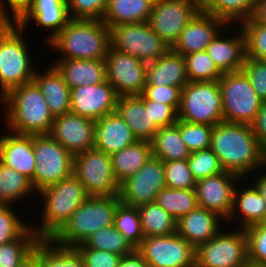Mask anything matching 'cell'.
Listing matches in <instances>:
<instances>
[{"instance_id":"obj_1","label":"cell","mask_w":266,"mask_h":267,"mask_svg":"<svg viewBox=\"0 0 266 267\" xmlns=\"http://www.w3.org/2000/svg\"><path fill=\"white\" fill-rule=\"evenodd\" d=\"M210 149L225 171L235 173L241 178L263 165V146L249 124L223 121L215 125Z\"/></svg>"},{"instance_id":"obj_2","label":"cell","mask_w":266,"mask_h":267,"mask_svg":"<svg viewBox=\"0 0 266 267\" xmlns=\"http://www.w3.org/2000/svg\"><path fill=\"white\" fill-rule=\"evenodd\" d=\"M0 0V101L13 88L33 81L35 69L22 38L23 28L10 21ZM13 22V23H12ZM21 34V35H20Z\"/></svg>"},{"instance_id":"obj_3","label":"cell","mask_w":266,"mask_h":267,"mask_svg":"<svg viewBox=\"0 0 266 267\" xmlns=\"http://www.w3.org/2000/svg\"><path fill=\"white\" fill-rule=\"evenodd\" d=\"M7 128L26 135L49 134L54 120L40 88L32 81L11 89L5 96Z\"/></svg>"},{"instance_id":"obj_4","label":"cell","mask_w":266,"mask_h":267,"mask_svg":"<svg viewBox=\"0 0 266 267\" xmlns=\"http://www.w3.org/2000/svg\"><path fill=\"white\" fill-rule=\"evenodd\" d=\"M48 43L63 54L61 59L105 60L110 28L102 20L71 19Z\"/></svg>"},{"instance_id":"obj_5","label":"cell","mask_w":266,"mask_h":267,"mask_svg":"<svg viewBox=\"0 0 266 267\" xmlns=\"http://www.w3.org/2000/svg\"><path fill=\"white\" fill-rule=\"evenodd\" d=\"M120 202L119 196H89L51 240L64 247L82 244L99 229L114 225Z\"/></svg>"},{"instance_id":"obj_6","label":"cell","mask_w":266,"mask_h":267,"mask_svg":"<svg viewBox=\"0 0 266 267\" xmlns=\"http://www.w3.org/2000/svg\"><path fill=\"white\" fill-rule=\"evenodd\" d=\"M39 194L44 198L45 211L42 224L33 230L40 239H51L89 197L74 174L41 189Z\"/></svg>"},{"instance_id":"obj_7","label":"cell","mask_w":266,"mask_h":267,"mask_svg":"<svg viewBox=\"0 0 266 267\" xmlns=\"http://www.w3.org/2000/svg\"><path fill=\"white\" fill-rule=\"evenodd\" d=\"M178 119L211 126L223 122L219 81H189L181 91Z\"/></svg>"},{"instance_id":"obj_8","label":"cell","mask_w":266,"mask_h":267,"mask_svg":"<svg viewBox=\"0 0 266 267\" xmlns=\"http://www.w3.org/2000/svg\"><path fill=\"white\" fill-rule=\"evenodd\" d=\"M219 85L222 97L223 121L250 125L263 101L256 94L246 74L242 70L223 73Z\"/></svg>"},{"instance_id":"obj_9","label":"cell","mask_w":266,"mask_h":267,"mask_svg":"<svg viewBox=\"0 0 266 267\" xmlns=\"http://www.w3.org/2000/svg\"><path fill=\"white\" fill-rule=\"evenodd\" d=\"M35 171L33 188L38 192L73 174V155L49 134L33 135Z\"/></svg>"},{"instance_id":"obj_10","label":"cell","mask_w":266,"mask_h":267,"mask_svg":"<svg viewBox=\"0 0 266 267\" xmlns=\"http://www.w3.org/2000/svg\"><path fill=\"white\" fill-rule=\"evenodd\" d=\"M73 174L84 186L88 196H119L111 157L95 147L73 157Z\"/></svg>"},{"instance_id":"obj_11","label":"cell","mask_w":266,"mask_h":267,"mask_svg":"<svg viewBox=\"0 0 266 267\" xmlns=\"http://www.w3.org/2000/svg\"><path fill=\"white\" fill-rule=\"evenodd\" d=\"M110 43L113 49L135 56L145 63L156 61L170 49L148 22L113 26L110 28Z\"/></svg>"},{"instance_id":"obj_12","label":"cell","mask_w":266,"mask_h":267,"mask_svg":"<svg viewBox=\"0 0 266 267\" xmlns=\"http://www.w3.org/2000/svg\"><path fill=\"white\" fill-rule=\"evenodd\" d=\"M226 233L219 232L211 240L195 248V267H246L249 265L245 229Z\"/></svg>"},{"instance_id":"obj_13","label":"cell","mask_w":266,"mask_h":267,"mask_svg":"<svg viewBox=\"0 0 266 267\" xmlns=\"http://www.w3.org/2000/svg\"><path fill=\"white\" fill-rule=\"evenodd\" d=\"M136 250L149 267H195V248L177 233L145 237Z\"/></svg>"},{"instance_id":"obj_14","label":"cell","mask_w":266,"mask_h":267,"mask_svg":"<svg viewBox=\"0 0 266 267\" xmlns=\"http://www.w3.org/2000/svg\"><path fill=\"white\" fill-rule=\"evenodd\" d=\"M106 80L118 96L141 95L146 85L147 63L111 46L105 58Z\"/></svg>"},{"instance_id":"obj_15","label":"cell","mask_w":266,"mask_h":267,"mask_svg":"<svg viewBox=\"0 0 266 267\" xmlns=\"http://www.w3.org/2000/svg\"><path fill=\"white\" fill-rule=\"evenodd\" d=\"M164 188L163 161L152 155L134 175L120 183L119 199L124 204L138 207L155 202L157 194Z\"/></svg>"},{"instance_id":"obj_16","label":"cell","mask_w":266,"mask_h":267,"mask_svg":"<svg viewBox=\"0 0 266 267\" xmlns=\"http://www.w3.org/2000/svg\"><path fill=\"white\" fill-rule=\"evenodd\" d=\"M197 13L187 0H154L148 23L171 48Z\"/></svg>"},{"instance_id":"obj_17","label":"cell","mask_w":266,"mask_h":267,"mask_svg":"<svg viewBox=\"0 0 266 267\" xmlns=\"http://www.w3.org/2000/svg\"><path fill=\"white\" fill-rule=\"evenodd\" d=\"M95 132L94 120L70 112L54 117L49 135L74 156L95 147Z\"/></svg>"},{"instance_id":"obj_18","label":"cell","mask_w":266,"mask_h":267,"mask_svg":"<svg viewBox=\"0 0 266 267\" xmlns=\"http://www.w3.org/2000/svg\"><path fill=\"white\" fill-rule=\"evenodd\" d=\"M239 178L241 177L235 173L224 171L196 181L198 206L216 213L222 220L231 217L236 189L232 182Z\"/></svg>"},{"instance_id":"obj_19","label":"cell","mask_w":266,"mask_h":267,"mask_svg":"<svg viewBox=\"0 0 266 267\" xmlns=\"http://www.w3.org/2000/svg\"><path fill=\"white\" fill-rule=\"evenodd\" d=\"M118 95L106 80L95 85L71 89L70 112L94 121L116 110Z\"/></svg>"},{"instance_id":"obj_20","label":"cell","mask_w":266,"mask_h":267,"mask_svg":"<svg viewBox=\"0 0 266 267\" xmlns=\"http://www.w3.org/2000/svg\"><path fill=\"white\" fill-rule=\"evenodd\" d=\"M226 25L228 24L220 18L208 13L198 12L182 30L171 49L182 56L206 50L220 31L221 26Z\"/></svg>"},{"instance_id":"obj_21","label":"cell","mask_w":266,"mask_h":267,"mask_svg":"<svg viewBox=\"0 0 266 267\" xmlns=\"http://www.w3.org/2000/svg\"><path fill=\"white\" fill-rule=\"evenodd\" d=\"M30 19L40 26L52 29L48 36L49 42L71 20L66 0H32L24 11L13 20L20 28L25 29Z\"/></svg>"},{"instance_id":"obj_22","label":"cell","mask_w":266,"mask_h":267,"mask_svg":"<svg viewBox=\"0 0 266 267\" xmlns=\"http://www.w3.org/2000/svg\"><path fill=\"white\" fill-rule=\"evenodd\" d=\"M0 162L25 175L33 186L35 156L33 135L17 134L0 136Z\"/></svg>"},{"instance_id":"obj_23","label":"cell","mask_w":266,"mask_h":267,"mask_svg":"<svg viewBox=\"0 0 266 267\" xmlns=\"http://www.w3.org/2000/svg\"><path fill=\"white\" fill-rule=\"evenodd\" d=\"M95 122V148L105 154L111 155L138 141L130 127L116 111Z\"/></svg>"},{"instance_id":"obj_24","label":"cell","mask_w":266,"mask_h":267,"mask_svg":"<svg viewBox=\"0 0 266 267\" xmlns=\"http://www.w3.org/2000/svg\"><path fill=\"white\" fill-rule=\"evenodd\" d=\"M219 217L216 213L198 206L177 220L176 233L196 248L220 232Z\"/></svg>"},{"instance_id":"obj_25","label":"cell","mask_w":266,"mask_h":267,"mask_svg":"<svg viewBox=\"0 0 266 267\" xmlns=\"http://www.w3.org/2000/svg\"><path fill=\"white\" fill-rule=\"evenodd\" d=\"M188 82L184 56L171 48L156 61L147 63L145 86H177L183 89Z\"/></svg>"},{"instance_id":"obj_26","label":"cell","mask_w":266,"mask_h":267,"mask_svg":"<svg viewBox=\"0 0 266 267\" xmlns=\"http://www.w3.org/2000/svg\"><path fill=\"white\" fill-rule=\"evenodd\" d=\"M240 31L238 36L227 39H221L219 32L206 48V52L222 73L242 70L246 60V40L243 29Z\"/></svg>"},{"instance_id":"obj_27","label":"cell","mask_w":266,"mask_h":267,"mask_svg":"<svg viewBox=\"0 0 266 267\" xmlns=\"http://www.w3.org/2000/svg\"><path fill=\"white\" fill-rule=\"evenodd\" d=\"M70 89L106 81L104 60L60 59L53 65Z\"/></svg>"},{"instance_id":"obj_28","label":"cell","mask_w":266,"mask_h":267,"mask_svg":"<svg viewBox=\"0 0 266 267\" xmlns=\"http://www.w3.org/2000/svg\"><path fill=\"white\" fill-rule=\"evenodd\" d=\"M138 140L150 141L159 127L151 120L141 95L118 96L116 110Z\"/></svg>"},{"instance_id":"obj_29","label":"cell","mask_w":266,"mask_h":267,"mask_svg":"<svg viewBox=\"0 0 266 267\" xmlns=\"http://www.w3.org/2000/svg\"><path fill=\"white\" fill-rule=\"evenodd\" d=\"M40 74L35 72L33 81L40 88L53 117L70 113L71 89L54 66Z\"/></svg>"},{"instance_id":"obj_30","label":"cell","mask_w":266,"mask_h":267,"mask_svg":"<svg viewBox=\"0 0 266 267\" xmlns=\"http://www.w3.org/2000/svg\"><path fill=\"white\" fill-rule=\"evenodd\" d=\"M154 0H108L102 21L109 27L148 22Z\"/></svg>"},{"instance_id":"obj_31","label":"cell","mask_w":266,"mask_h":267,"mask_svg":"<svg viewBox=\"0 0 266 267\" xmlns=\"http://www.w3.org/2000/svg\"><path fill=\"white\" fill-rule=\"evenodd\" d=\"M152 156L150 141L138 140L134 144L110 155L113 173L120 184L134 175Z\"/></svg>"},{"instance_id":"obj_32","label":"cell","mask_w":266,"mask_h":267,"mask_svg":"<svg viewBox=\"0 0 266 267\" xmlns=\"http://www.w3.org/2000/svg\"><path fill=\"white\" fill-rule=\"evenodd\" d=\"M150 145L152 155L163 162L188 159L191 153L181 138L179 119L172 126L159 128L150 140Z\"/></svg>"},{"instance_id":"obj_33","label":"cell","mask_w":266,"mask_h":267,"mask_svg":"<svg viewBox=\"0 0 266 267\" xmlns=\"http://www.w3.org/2000/svg\"><path fill=\"white\" fill-rule=\"evenodd\" d=\"M242 212V229L266 222V204L256 187H248L243 191L235 189L231 216L237 208Z\"/></svg>"},{"instance_id":"obj_34","label":"cell","mask_w":266,"mask_h":267,"mask_svg":"<svg viewBox=\"0 0 266 267\" xmlns=\"http://www.w3.org/2000/svg\"><path fill=\"white\" fill-rule=\"evenodd\" d=\"M144 237L176 234L177 220L156 202L137 207Z\"/></svg>"},{"instance_id":"obj_35","label":"cell","mask_w":266,"mask_h":267,"mask_svg":"<svg viewBox=\"0 0 266 267\" xmlns=\"http://www.w3.org/2000/svg\"><path fill=\"white\" fill-rule=\"evenodd\" d=\"M39 261L41 267H84L83 258L75 247L60 246L51 239L39 240Z\"/></svg>"},{"instance_id":"obj_36","label":"cell","mask_w":266,"mask_h":267,"mask_svg":"<svg viewBox=\"0 0 266 267\" xmlns=\"http://www.w3.org/2000/svg\"><path fill=\"white\" fill-rule=\"evenodd\" d=\"M155 202L176 220L198 207L195 189L164 188Z\"/></svg>"},{"instance_id":"obj_37","label":"cell","mask_w":266,"mask_h":267,"mask_svg":"<svg viewBox=\"0 0 266 267\" xmlns=\"http://www.w3.org/2000/svg\"><path fill=\"white\" fill-rule=\"evenodd\" d=\"M75 248H91L128 255L135 250L129 241L115 228L114 225L99 229Z\"/></svg>"},{"instance_id":"obj_38","label":"cell","mask_w":266,"mask_h":267,"mask_svg":"<svg viewBox=\"0 0 266 267\" xmlns=\"http://www.w3.org/2000/svg\"><path fill=\"white\" fill-rule=\"evenodd\" d=\"M29 227L18 239L0 245V267H20L40 240Z\"/></svg>"},{"instance_id":"obj_39","label":"cell","mask_w":266,"mask_h":267,"mask_svg":"<svg viewBox=\"0 0 266 267\" xmlns=\"http://www.w3.org/2000/svg\"><path fill=\"white\" fill-rule=\"evenodd\" d=\"M33 189L29 178L0 162V204L11 205Z\"/></svg>"},{"instance_id":"obj_40","label":"cell","mask_w":266,"mask_h":267,"mask_svg":"<svg viewBox=\"0 0 266 267\" xmlns=\"http://www.w3.org/2000/svg\"><path fill=\"white\" fill-rule=\"evenodd\" d=\"M114 226L135 249L145 238L137 207L120 202L115 211Z\"/></svg>"},{"instance_id":"obj_41","label":"cell","mask_w":266,"mask_h":267,"mask_svg":"<svg viewBox=\"0 0 266 267\" xmlns=\"http://www.w3.org/2000/svg\"><path fill=\"white\" fill-rule=\"evenodd\" d=\"M255 3L256 0H212L204 13L220 18L227 24L240 19L242 22L252 17Z\"/></svg>"},{"instance_id":"obj_42","label":"cell","mask_w":266,"mask_h":267,"mask_svg":"<svg viewBox=\"0 0 266 267\" xmlns=\"http://www.w3.org/2000/svg\"><path fill=\"white\" fill-rule=\"evenodd\" d=\"M184 59L189 81H219L223 75L206 50L185 55Z\"/></svg>"},{"instance_id":"obj_43","label":"cell","mask_w":266,"mask_h":267,"mask_svg":"<svg viewBox=\"0 0 266 267\" xmlns=\"http://www.w3.org/2000/svg\"><path fill=\"white\" fill-rule=\"evenodd\" d=\"M213 127L207 124L189 123L179 120L181 138L191 153L207 150L211 147Z\"/></svg>"},{"instance_id":"obj_44","label":"cell","mask_w":266,"mask_h":267,"mask_svg":"<svg viewBox=\"0 0 266 267\" xmlns=\"http://www.w3.org/2000/svg\"><path fill=\"white\" fill-rule=\"evenodd\" d=\"M241 23L246 40V57L262 60L266 56V24L252 17Z\"/></svg>"},{"instance_id":"obj_45","label":"cell","mask_w":266,"mask_h":267,"mask_svg":"<svg viewBox=\"0 0 266 267\" xmlns=\"http://www.w3.org/2000/svg\"><path fill=\"white\" fill-rule=\"evenodd\" d=\"M187 160L189 169L196 181L225 171L218 157L210 148L190 153Z\"/></svg>"},{"instance_id":"obj_46","label":"cell","mask_w":266,"mask_h":267,"mask_svg":"<svg viewBox=\"0 0 266 267\" xmlns=\"http://www.w3.org/2000/svg\"><path fill=\"white\" fill-rule=\"evenodd\" d=\"M166 188L195 189L196 180L189 169L188 160L163 162Z\"/></svg>"},{"instance_id":"obj_47","label":"cell","mask_w":266,"mask_h":267,"mask_svg":"<svg viewBox=\"0 0 266 267\" xmlns=\"http://www.w3.org/2000/svg\"><path fill=\"white\" fill-rule=\"evenodd\" d=\"M249 264L266 267V222L245 229Z\"/></svg>"},{"instance_id":"obj_48","label":"cell","mask_w":266,"mask_h":267,"mask_svg":"<svg viewBox=\"0 0 266 267\" xmlns=\"http://www.w3.org/2000/svg\"><path fill=\"white\" fill-rule=\"evenodd\" d=\"M9 205L0 204V245L18 239L29 227Z\"/></svg>"},{"instance_id":"obj_49","label":"cell","mask_w":266,"mask_h":267,"mask_svg":"<svg viewBox=\"0 0 266 267\" xmlns=\"http://www.w3.org/2000/svg\"><path fill=\"white\" fill-rule=\"evenodd\" d=\"M71 19L102 20L108 0H66Z\"/></svg>"},{"instance_id":"obj_50","label":"cell","mask_w":266,"mask_h":267,"mask_svg":"<svg viewBox=\"0 0 266 267\" xmlns=\"http://www.w3.org/2000/svg\"><path fill=\"white\" fill-rule=\"evenodd\" d=\"M242 71L249 78L253 89L262 101H266V63L246 57Z\"/></svg>"},{"instance_id":"obj_51","label":"cell","mask_w":266,"mask_h":267,"mask_svg":"<svg viewBox=\"0 0 266 267\" xmlns=\"http://www.w3.org/2000/svg\"><path fill=\"white\" fill-rule=\"evenodd\" d=\"M142 101L145 107L149 108L151 120H154V123L159 128L172 126L177 123L178 111L173 106L149 100L143 94Z\"/></svg>"},{"instance_id":"obj_52","label":"cell","mask_w":266,"mask_h":267,"mask_svg":"<svg viewBox=\"0 0 266 267\" xmlns=\"http://www.w3.org/2000/svg\"><path fill=\"white\" fill-rule=\"evenodd\" d=\"M181 91L182 89L177 86H145L142 94L149 100L171 105L178 111Z\"/></svg>"},{"instance_id":"obj_53","label":"cell","mask_w":266,"mask_h":267,"mask_svg":"<svg viewBox=\"0 0 266 267\" xmlns=\"http://www.w3.org/2000/svg\"><path fill=\"white\" fill-rule=\"evenodd\" d=\"M81 254L84 267H118L122 256L108 251L91 249V248H76Z\"/></svg>"},{"instance_id":"obj_54","label":"cell","mask_w":266,"mask_h":267,"mask_svg":"<svg viewBox=\"0 0 266 267\" xmlns=\"http://www.w3.org/2000/svg\"><path fill=\"white\" fill-rule=\"evenodd\" d=\"M259 143L266 144V101H263L254 121L250 124Z\"/></svg>"},{"instance_id":"obj_55","label":"cell","mask_w":266,"mask_h":267,"mask_svg":"<svg viewBox=\"0 0 266 267\" xmlns=\"http://www.w3.org/2000/svg\"><path fill=\"white\" fill-rule=\"evenodd\" d=\"M118 267H149L142 255L135 249L120 258Z\"/></svg>"},{"instance_id":"obj_56","label":"cell","mask_w":266,"mask_h":267,"mask_svg":"<svg viewBox=\"0 0 266 267\" xmlns=\"http://www.w3.org/2000/svg\"><path fill=\"white\" fill-rule=\"evenodd\" d=\"M7 1V5L11 8L13 13V19L15 20L23 11L24 9L31 3L32 0H5Z\"/></svg>"},{"instance_id":"obj_57","label":"cell","mask_w":266,"mask_h":267,"mask_svg":"<svg viewBox=\"0 0 266 267\" xmlns=\"http://www.w3.org/2000/svg\"><path fill=\"white\" fill-rule=\"evenodd\" d=\"M252 18L261 24H266V0H256Z\"/></svg>"},{"instance_id":"obj_58","label":"cell","mask_w":266,"mask_h":267,"mask_svg":"<svg viewBox=\"0 0 266 267\" xmlns=\"http://www.w3.org/2000/svg\"><path fill=\"white\" fill-rule=\"evenodd\" d=\"M20 267H41L39 261V241L36 243L33 251L21 263Z\"/></svg>"},{"instance_id":"obj_59","label":"cell","mask_w":266,"mask_h":267,"mask_svg":"<svg viewBox=\"0 0 266 267\" xmlns=\"http://www.w3.org/2000/svg\"><path fill=\"white\" fill-rule=\"evenodd\" d=\"M264 174H262L261 177H258L254 185L256 189L259 191L260 195L262 196L266 204V173Z\"/></svg>"},{"instance_id":"obj_60","label":"cell","mask_w":266,"mask_h":267,"mask_svg":"<svg viewBox=\"0 0 266 267\" xmlns=\"http://www.w3.org/2000/svg\"><path fill=\"white\" fill-rule=\"evenodd\" d=\"M198 12H204L212 0H187Z\"/></svg>"},{"instance_id":"obj_61","label":"cell","mask_w":266,"mask_h":267,"mask_svg":"<svg viewBox=\"0 0 266 267\" xmlns=\"http://www.w3.org/2000/svg\"><path fill=\"white\" fill-rule=\"evenodd\" d=\"M262 164H264V166L266 165V144L263 146V151H262Z\"/></svg>"},{"instance_id":"obj_62","label":"cell","mask_w":266,"mask_h":267,"mask_svg":"<svg viewBox=\"0 0 266 267\" xmlns=\"http://www.w3.org/2000/svg\"><path fill=\"white\" fill-rule=\"evenodd\" d=\"M246 267H259V266H253V265H247Z\"/></svg>"},{"instance_id":"obj_63","label":"cell","mask_w":266,"mask_h":267,"mask_svg":"<svg viewBox=\"0 0 266 267\" xmlns=\"http://www.w3.org/2000/svg\"><path fill=\"white\" fill-rule=\"evenodd\" d=\"M262 60L266 63V56Z\"/></svg>"}]
</instances>
